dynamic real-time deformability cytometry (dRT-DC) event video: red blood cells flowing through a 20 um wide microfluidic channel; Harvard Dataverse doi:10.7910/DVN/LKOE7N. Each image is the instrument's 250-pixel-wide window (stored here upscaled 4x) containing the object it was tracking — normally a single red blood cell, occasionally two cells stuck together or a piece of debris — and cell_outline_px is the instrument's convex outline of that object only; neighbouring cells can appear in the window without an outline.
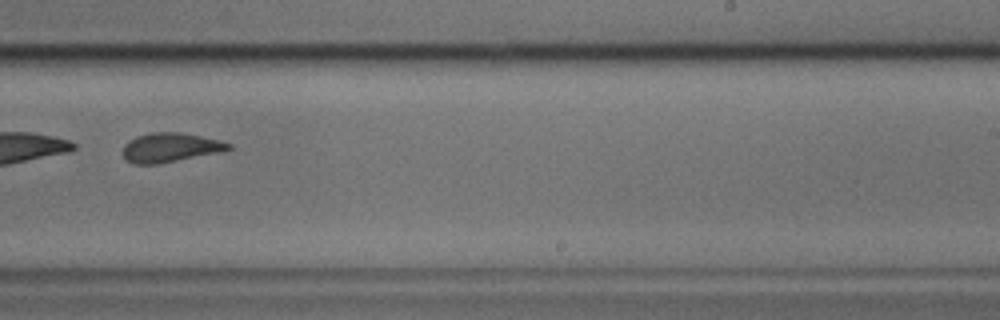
{"species": "common noctule bat (a hibernating species)", "species_latin": "Nyctalus noctula", "temperature_condition": "cold", "stored_images_in_passage": 47, "segment_of_instrument_passage": [2, 2], "camera_frame_rate_fps": 3000, "um_per_image_px": 0.085, "animal": {"sex": "male", "body_mass_g": 17.9, "forearm_length_mm": 54.2}, "frame": {"image": 1, "passage_image": 29, "time_ms": 9.333, "image_size_px": [1000, 320], "cell_outline_px": [[232, 148], [220, 152], [156, 164], [132, 164], [124, 160], [124, 144], [128, 140], [136, 136], [152, 132], [180, 132], [220, 140], [232, 144]], "centroid_in_image_um": [14.44, 12.53], "position_along_channel_um": 274.6, "area_um2": 17.98}}
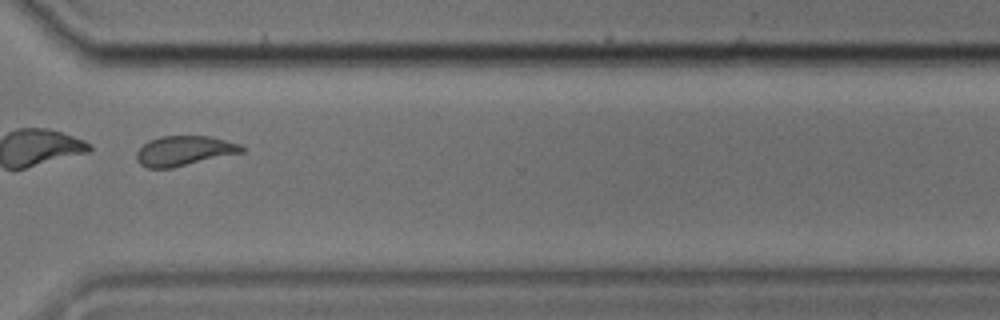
{"frame": {"image": 2, "passage_image": 35, "time_ms": 11.333, "image_size_px": [1000, 320], "cell_outline_px": [[244, 152], [172, 168], [148, 168], [140, 164], [136, 160], [136, 152], [148, 140], [160, 136], [208, 136], [240, 144], [244, 148]], "centroid_in_image_um": [15.63, 12.82], "position_along_channel_um": 355.0, "area_um2": 18.26}}